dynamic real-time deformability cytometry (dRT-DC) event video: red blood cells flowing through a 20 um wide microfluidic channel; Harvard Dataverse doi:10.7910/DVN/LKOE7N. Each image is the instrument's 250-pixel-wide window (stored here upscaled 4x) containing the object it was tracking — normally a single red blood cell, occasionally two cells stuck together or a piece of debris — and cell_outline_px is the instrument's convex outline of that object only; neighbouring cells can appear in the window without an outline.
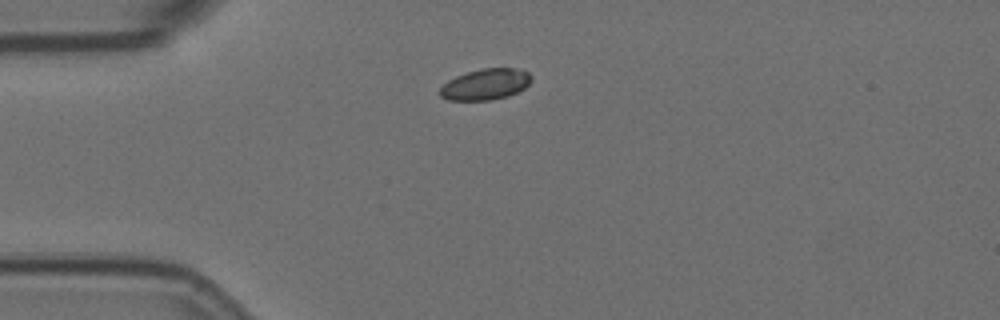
{"species": "Egyptian fruit bat (a non-hibernating species)", "species_latin": "Rousettus aegyptiacus", "temperature_condition": "room temperature", "stored_images_in_passage": 1, "camera_frame_rate_fps": 3000, "um_per_image_px": 0.085, "animal": {"sex": "female"}, "frame": {"image": 1, "passage_image": 1, "time_ms": 0.0, "image_size_px": [1000, 320], "cell_outline_px": [[532, 80], [524, 88], [508, 96], [492, 100], [448, 100], [440, 96], [440, 88], [448, 80], [456, 76], [480, 68], [520, 68], [528, 72], [532, 76]], "centroid_in_image_um": [41.28, 7.16], "position_along_channel_um": 43.7, "area_um2": 16.59}}